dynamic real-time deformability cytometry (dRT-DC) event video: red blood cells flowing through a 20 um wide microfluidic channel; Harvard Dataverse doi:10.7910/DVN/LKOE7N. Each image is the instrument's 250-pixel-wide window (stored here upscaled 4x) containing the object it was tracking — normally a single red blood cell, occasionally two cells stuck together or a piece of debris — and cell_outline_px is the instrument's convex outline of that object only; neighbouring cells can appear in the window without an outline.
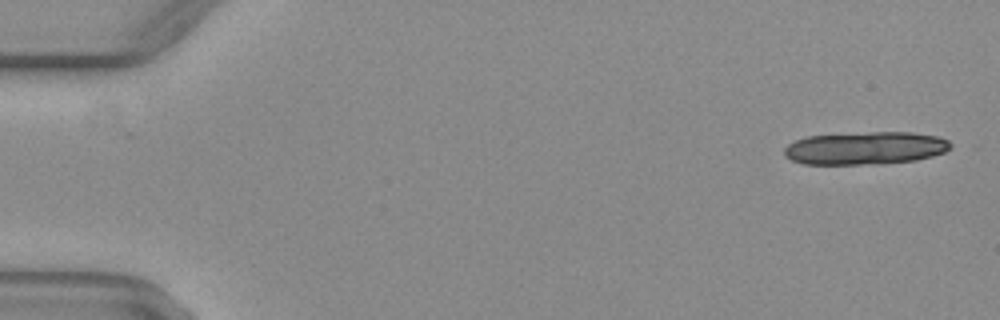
{"species": "common noctule bat (a hibernating species)", "species_latin": "Nyctalus noctula", "temperature_condition": "warm", "stored_images_in_passage": 17, "camera_frame_rate_fps": 3000, "um_per_image_px": 0.085, "animal": {"sex": "female", "body_mass_g": 29.2, "forearm_length_mm": 56.3}, "frame": {"image": 1, "passage_image": 1, "time_ms": 0.0, "image_size_px": [1000, 320], "cell_outline_px": [[952, 144], [944, 152], [932, 156], [916, 160], [876, 164], [804, 164], [792, 160], [784, 156], [784, 148], [788, 144], [796, 140], [808, 136], [868, 132], [912, 132], [936, 136], [948, 140]], "centroid_in_image_um": [73.54, 12.59], "position_along_channel_um": 11.5, "area_um2": 31.73}}